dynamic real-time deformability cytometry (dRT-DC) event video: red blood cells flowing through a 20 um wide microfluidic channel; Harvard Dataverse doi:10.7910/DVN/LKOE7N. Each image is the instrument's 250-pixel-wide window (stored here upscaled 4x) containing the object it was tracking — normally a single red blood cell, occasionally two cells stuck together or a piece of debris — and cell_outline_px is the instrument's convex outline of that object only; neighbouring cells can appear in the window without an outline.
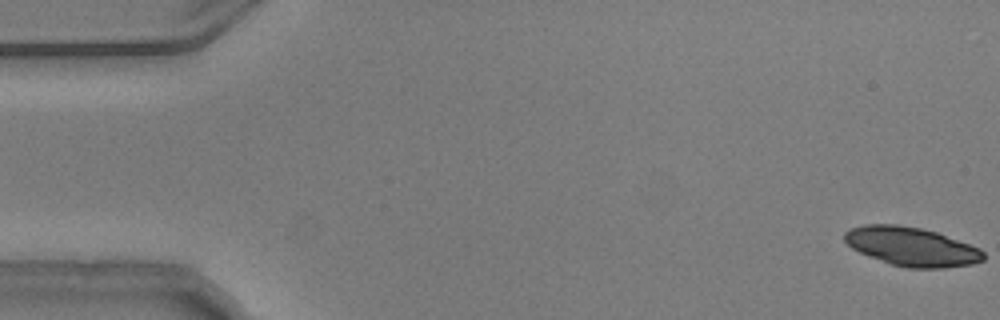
{"species": "common noctule bat (a hibernating species)", "species_latin": "Nyctalus noctula", "temperature_condition": "warm", "stored_images_in_passage": 8, "camera_frame_rate_fps": 3000, "um_per_image_px": 0.085, "animal": {"sex": "male", "body_mass_g": 20.5, "forearm_length_mm": 52.5}, "frame": {"image": 1, "passage_image": 1, "time_ms": 0.0, "image_size_px": [1000, 320], "cell_outline_px": [[984, 260], [972, 264], [944, 268], [908, 268], [892, 264], [868, 256], [852, 248], [844, 240], [844, 232], [852, 228], [864, 224], [900, 224], [920, 228], [936, 232], [980, 248], [984, 252]], "centroid_in_image_um": [77.48, 20.96], "position_along_channel_um": 7.5, "area_um2": 31.39}}